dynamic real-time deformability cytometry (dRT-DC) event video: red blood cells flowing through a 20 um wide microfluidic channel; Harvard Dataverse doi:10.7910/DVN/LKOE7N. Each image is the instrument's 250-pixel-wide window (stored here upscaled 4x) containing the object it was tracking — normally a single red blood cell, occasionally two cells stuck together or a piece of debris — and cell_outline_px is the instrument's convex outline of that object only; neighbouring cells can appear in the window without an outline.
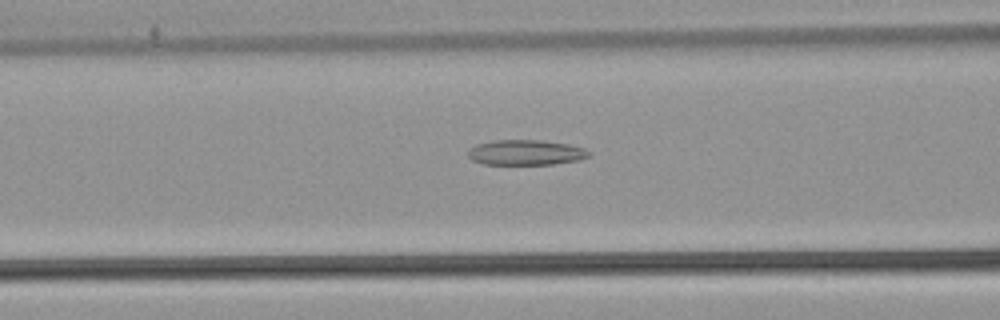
{"species": "common noctule bat (a hibernating species)", "species_latin": "Nyctalus noctula", "temperature_condition": "warm", "stored_images_in_passage": 48, "camera_frame_rate_fps": 3000, "um_per_image_px": 0.085, "animal": {"sex": "male", "body_mass_g": 21.5, "forearm_length_mm": 52.0}, "frame": {"image": 1, "passage_image": 17, "time_ms": 5.333, "image_size_px": [1000, 320], "cell_outline_px": [[592, 152], [588, 156], [580, 160], [552, 164], [484, 164], [472, 160], [468, 156], [468, 148], [476, 144], [492, 140], [540, 140], [568, 144], [584, 148]], "centroid_in_image_um": [44.67, 12.95], "position_along_channel_um": 121.9, "area_um2": 17.86}}
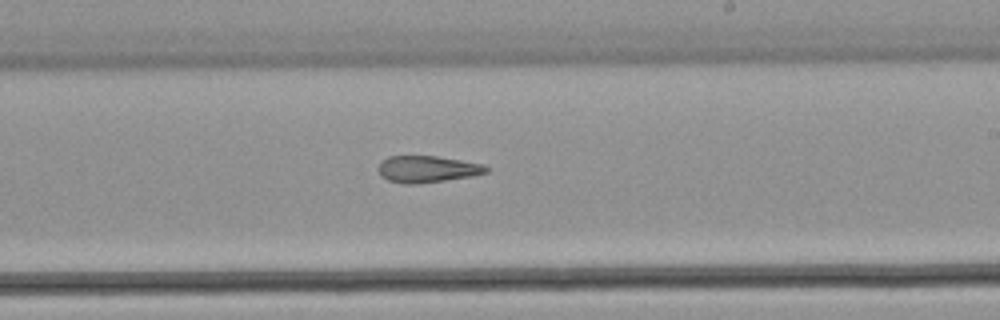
{"frame": {"image": 2, "passage_image": 27, "time_ms": 8.667, "image_size_px": [1000, 320], "cell_outline_px": [[488, 172], [472, 176], [416, 184], [404, 184], [388, 180], [380, 176], [376, 168], [388, 156], [436, 156], [484, 164], [488, 168]], "centroid_in_image_um": [36.29, 14.38], "position_along_channel_um": 252.7, "area_um2": 16.76}}
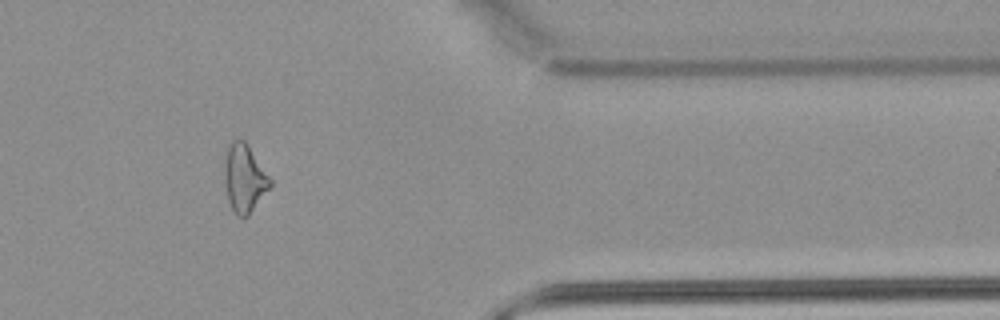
{"frame": {"image": 3, "passage_image": 39, "time_ms": 12.667, "image_size_px": [1000, 320], "cell_outline_px": [[272, 184], [248, 216], [244, 220], [236, 216], [228, 200], [224, 180], [224, 160], [228, 148], [232, 140], [244, 140], [248, 144], [272, 180]], "centroid_in_image_um": [20.76, 15.18], "position_along_channel_um": 390.6, "area_um2": 18.15}, "authors_computed_cell_mechanics": {"area_um2": 18.4671, "velocity_mm_per_s": 3.9274, "shape_relaxation_time_tau1_ms": null, "shape_relaxation_time_tau2_ms": 5.8092, "deformation_change_tau1": null, "deformation_change_tau2": 0.1739}}